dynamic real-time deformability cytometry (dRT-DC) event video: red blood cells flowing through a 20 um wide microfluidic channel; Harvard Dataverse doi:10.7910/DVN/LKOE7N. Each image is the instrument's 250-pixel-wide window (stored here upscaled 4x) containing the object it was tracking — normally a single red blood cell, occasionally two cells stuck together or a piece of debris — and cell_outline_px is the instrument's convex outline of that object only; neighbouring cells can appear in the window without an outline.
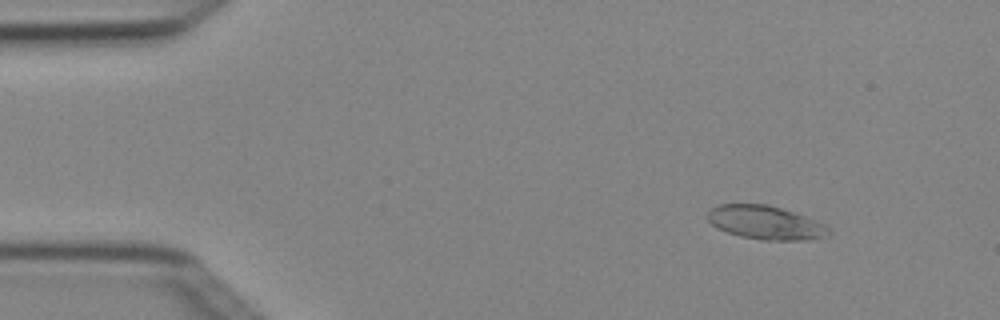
{"species": "Egyptian fruit bat (a non-hibernating species)", "species_latin": "Rousettus aegyptiacus", "temperature_condition": "cold", "stored_images_in_passage": 4, "camera_frame_rate_fps": 3000, "um_per_image_px": 0.085, "animal": {"sex": "female"}, "frame": {"image": 1, "passage_image": 2, "time_ms": 0.333, "image_size_px": [1000, 320], "cell_outline_px": [[832, 232], [828, 236], [808, 240], [764, 240], [740, 236], [716, 228], [708, 220], [708, 212], [712, 208], [720, 204], [768, 204], [828, 224]], "centroid_in_image_um": [65.12, 18.93], "position_along_channel_um": 19.9, "area_um2": 23.81}}